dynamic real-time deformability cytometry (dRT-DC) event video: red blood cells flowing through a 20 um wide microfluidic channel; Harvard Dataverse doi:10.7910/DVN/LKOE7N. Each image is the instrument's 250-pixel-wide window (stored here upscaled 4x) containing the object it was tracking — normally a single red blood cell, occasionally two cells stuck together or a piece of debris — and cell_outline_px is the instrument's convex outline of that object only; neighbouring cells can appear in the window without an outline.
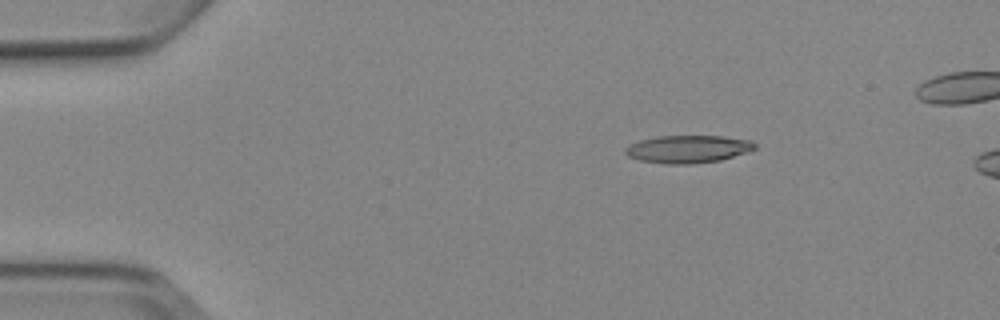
{"species": "Egyptian fruit bat (a non-hibernating species)", "species_latin": "Rousettus aegyptiacus", "temperature_condition": "cold", "stored_images_in_passage": 4, "camera_frame_rate_fps": 3000, "um_per_image_px": 0.085, "animal": {"sex": "female"}, "frame": {"image": 1, "passage_image": 2, "time_ms": 1.333, "image_size_px": [1000, 320], "cell_outline_px": [[756, 148], [748, 152], [720, 160], [688, 164], [668, 164], [640, 160], [628, 156], [624, 152], [624, 148], [640, 140], [656, 136], [724, 136], [752, 140], [756, 144]], "centroid_in_image_um": [58.5, 12.66], "position_along_channel_um": 26.5, "area_um2": 20.87}}